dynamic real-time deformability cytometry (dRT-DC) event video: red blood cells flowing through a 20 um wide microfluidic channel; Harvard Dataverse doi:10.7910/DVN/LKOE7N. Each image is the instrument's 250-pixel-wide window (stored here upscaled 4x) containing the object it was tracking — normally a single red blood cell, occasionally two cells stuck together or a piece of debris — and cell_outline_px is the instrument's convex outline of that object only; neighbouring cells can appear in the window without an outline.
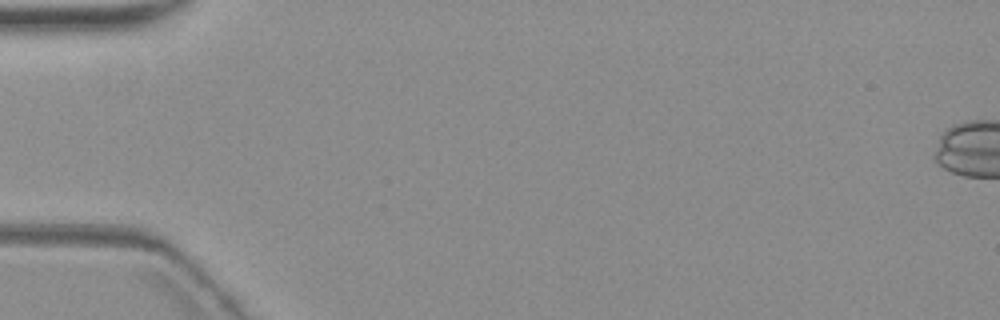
{"species": "common noctule bat (a hibernating species)", "species_latin": "Nyctalus noctula", "temperature_condition": "warm", "stored_images_in_passage": 2, "camera_frame_rate_fps": 3000, "um_per_image_px": 0.085, "animal": {"sex": "female", "body_mass_g": 19.3, "forearm_length_mm": 54.1}, "frame": {"image": 1, "passage_image": 1, "time_ms": 0.0, "image_size_px": [1000, 320], "cell_outline_px": [[160, 252], [156, 252], [84, 248], [16, 244], [16, 240], [28, 236], [92, 236], [156, 244]], "centroid_in_image_um": [7.51, 20.66], "position_along_channel_um": 77.5, "area_um2": 10.29}}